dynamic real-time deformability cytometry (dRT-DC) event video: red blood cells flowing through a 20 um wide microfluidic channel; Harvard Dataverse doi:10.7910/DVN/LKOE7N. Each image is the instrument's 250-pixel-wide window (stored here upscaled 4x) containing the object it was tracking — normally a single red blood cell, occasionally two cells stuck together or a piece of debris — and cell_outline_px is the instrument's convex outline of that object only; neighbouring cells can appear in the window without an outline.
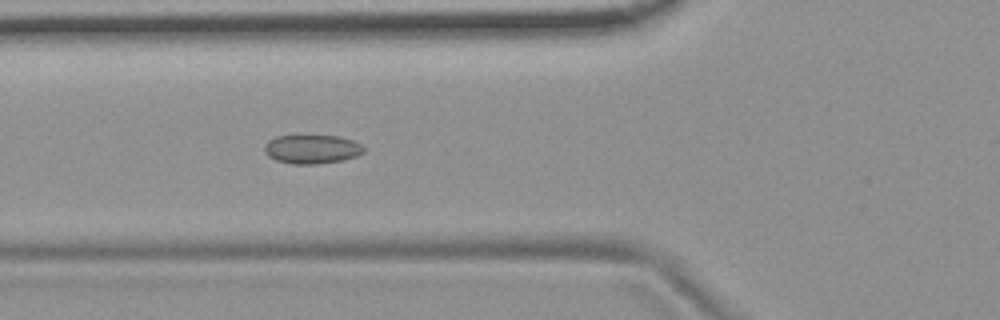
{"species": "common noctule bat (a hibernating species)", "species_latin": "Nyctalus noctula", "temperature_condition": "room temperature", "stored_images_in_passage": 4, "camera_frame_rate_fps": 3000, "um_per_image_px": 0.085, "animal": {"sex": "female", "body_mass_g": 19.9}, "frame": {"image": 1, "passage_image": 4, "time_ms": 1.0, "image_size_px": [1000, 320], "cell_outline_px": [[364, 152], [356, 156], [344, 160], [316, 164], [292, 164], [276, 160], [268, 156], [264, 152], [264, 144], [268, 140], [276, 136], [340, 136], [352, 140], [360, 144], [364, 148]], "centroid_in_image_um": [26.49, 12.68], "position_along_channel_um": 99.3, "area_um2": 16.76}}